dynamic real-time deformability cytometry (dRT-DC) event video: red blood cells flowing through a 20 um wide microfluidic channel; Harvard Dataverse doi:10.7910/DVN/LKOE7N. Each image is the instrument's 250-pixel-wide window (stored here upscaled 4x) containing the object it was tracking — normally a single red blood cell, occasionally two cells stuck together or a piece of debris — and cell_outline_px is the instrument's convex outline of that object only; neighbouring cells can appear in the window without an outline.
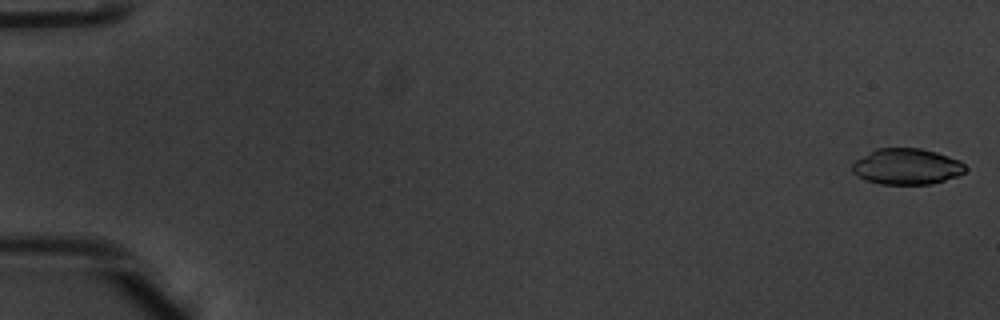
{"species": "common noctule bat (a hibernating species)", "species_latin": "Nyctalus noctula", "temperature_condition": "warm", "stored_images_in_passage": 53, "camera_frame_rate_fps": 3000, "um_per_image_px": 0.085, "animal": {"sex": "male", "body_mass_g": 20.1, "forearm_length_mm": 53.5}, "frame": {"image": 1, "passage_image": 1, "time_ms": 0.0, "image_size_px": [1000, 320], "cell_outline_px": [[968, 168], [964, 172], [956, 176], [932, 184], [880, 184], [856, 176], [852, 172], [852, 164], [856, 160], [876, 148], [920, 148], [936, 152], [960, 160]], "centroid_in_image_um": [77.07, 14.15], "position_along_channel_um": 7.9, "area_um2": 23.7}}
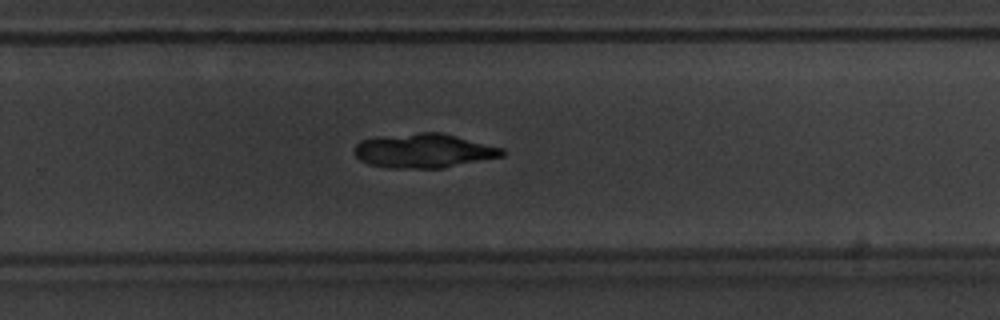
{"frame": {"image": 2, "passage_image": 36, "time_ms": 11.667, "image_size_px": [1000, 320], "cell_outline_px": [[508, 152], [504, 156], [444, 168], [388, 168], [368, 164], [360, 160], [356, 156], [356, 144], [360, 140], [376, 136], [420, 132], [440, 132], [504, 148]], "centroid_in_image_um": [36.04, 12.81], "position_along_channel_um": 293.8, "area_um2": 29.77}}
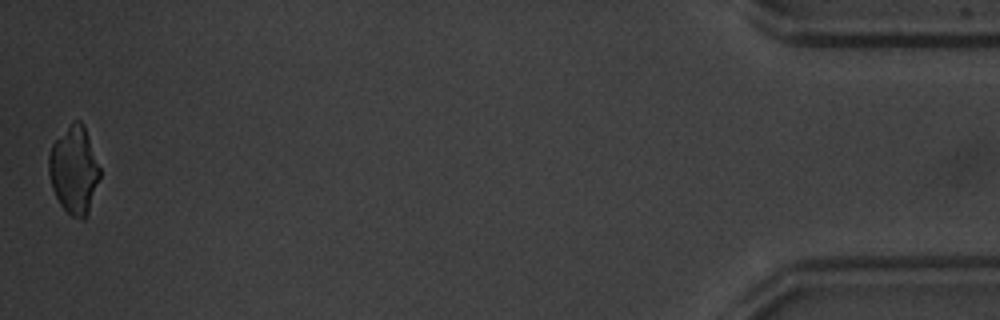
{"frame": {"image": 3, "passage_image": 53, "time_ms": 17.333, "image_size_px": [1000, 320], "cell_outline_px": [[100, 176], [88, 216], [84, 220], [72, 216], [60, 204], [52, 188], [48, 172], [48, 156], [52, 144], [72, 120], [80, 120], [84, 124], [100, 168]], "centroid_in_image_um": [6.29, 14.44], "position_along_channel_um": 428.9, "area_um2": 26.18}, "authors_computed_cell_mechanics": {"area_um2": 28.9578, "velocity_mm_per_s": 3.8628, "shape_relaxation_time_tau1_ms": 4.8565, "shape_relaxation_time_tau2_ms": null, "deformation_change_tau1": 0.1839, "deformation_change_tau2": null}}